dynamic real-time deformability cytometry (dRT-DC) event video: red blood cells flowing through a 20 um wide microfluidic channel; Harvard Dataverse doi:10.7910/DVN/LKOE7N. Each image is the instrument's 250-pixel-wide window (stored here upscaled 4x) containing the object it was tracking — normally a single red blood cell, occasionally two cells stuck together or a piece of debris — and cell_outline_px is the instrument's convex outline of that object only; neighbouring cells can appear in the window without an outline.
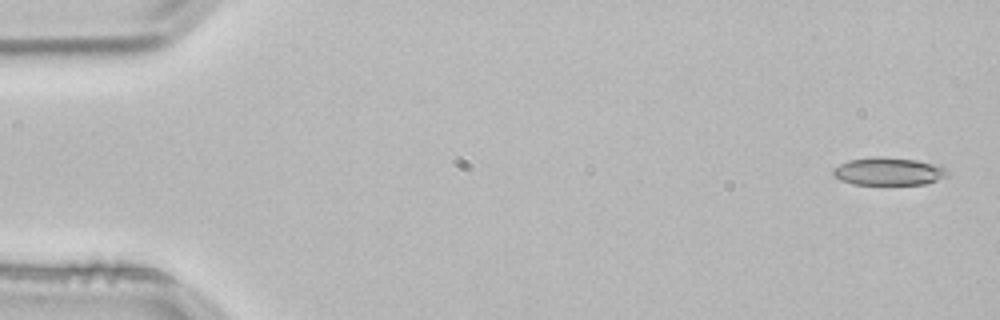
{"species": "common noctule bat (a hibernating species)", "species_latin": "Nyctalus noctula", "temperature_condition": "room temperature", "stored_images_in_passage": 3, "camera_frame_rate_fps": 3000, "um_per_image_px": 0.085, "animal": {"sex": "male", "body_mass_g": 21.5, "forearm_length_mm": 52.0}, "frame": {"image": 1, "passage_image": 1, "time_ms": 0.0, "image_size_px": [1000, 320], "cell_outline_px": [[948, 172], [944, 176], [936, 180], [924, 184], [852, 184], [840, 180], [832, 172], [832, 168], [848, 160], [876, 156], [880, 156], [916, 160], [940, 164]], "centroid_in_image_um": [75.5, 14.55], "position_along_channel_um": 9.5, "area_um2": 18.44}}
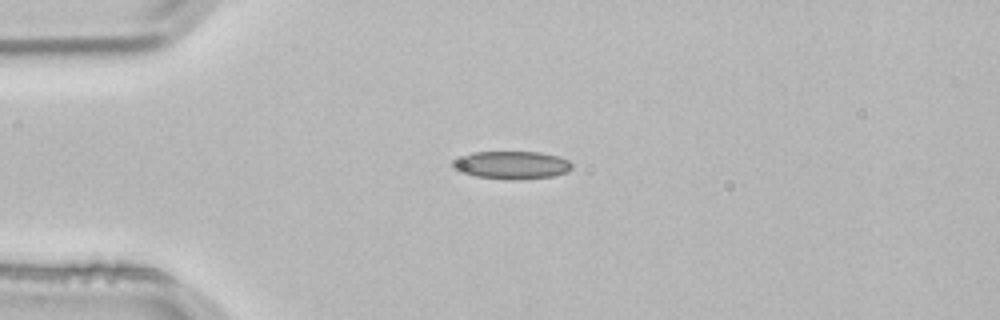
{"frame": {"image": 2, "passage_image": 3, "time_ms": 0.667, "image_size_px": [1000, 320], "cell_outline_px": [[572, 168], [568, 172], [552, 176], [512, 180], [476, 176], [460, 172], [452, 168], [452, 160], [460, 156], [472, 152], [540, 152], [556, 156], [568, 160], [572, 164]], "centroid_in_image_um": [43.46, 14.02], "position_along_channel_um": 41.5, "area_um2": 19.36}}